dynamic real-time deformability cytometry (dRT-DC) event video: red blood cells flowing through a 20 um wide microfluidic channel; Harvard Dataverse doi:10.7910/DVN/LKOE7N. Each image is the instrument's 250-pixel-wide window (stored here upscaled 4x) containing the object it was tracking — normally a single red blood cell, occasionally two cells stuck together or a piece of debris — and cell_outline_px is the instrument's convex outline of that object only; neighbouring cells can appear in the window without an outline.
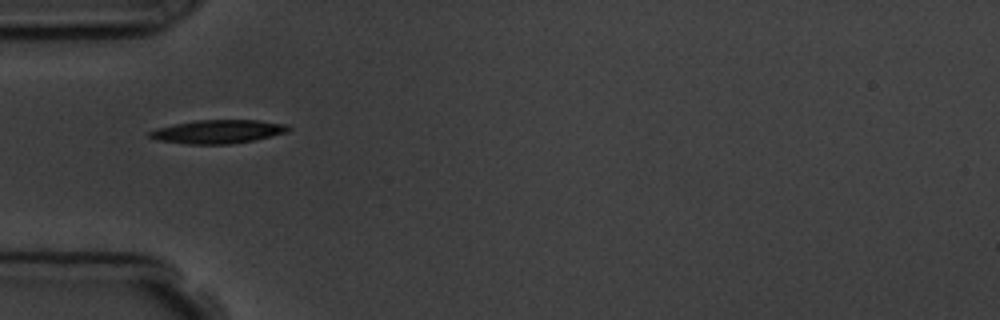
{"species": "common noctule bat (a hibernating species)", "species_latin": "Nyctalus noctula", "temperature_condition": "room temperature", "stored_images_in_passage": 1, "camera_frame_rate_fps": 3000, "um_per_image_px": 0.085, "animal": {"sex": "male", "body_mass_g": 19.5, "forearm_length_mm": 54.6}, "frame": {"image": 1, "passage_image": 1, "time_ms": 0.0, "image_size_px": [1000, 320], "cell_outline_px": [[292, 128], [288, 132], [252, 140], [228, 144], [188, 144], [156, 140], [148, 136], [148, 132], [156, 128], [196, 120], [260, 120], [288, 124]], "centroid_in_image_um": [18.54, 11.18], "position_along_channel_um": 66.5, "area_um2": 19.02}}